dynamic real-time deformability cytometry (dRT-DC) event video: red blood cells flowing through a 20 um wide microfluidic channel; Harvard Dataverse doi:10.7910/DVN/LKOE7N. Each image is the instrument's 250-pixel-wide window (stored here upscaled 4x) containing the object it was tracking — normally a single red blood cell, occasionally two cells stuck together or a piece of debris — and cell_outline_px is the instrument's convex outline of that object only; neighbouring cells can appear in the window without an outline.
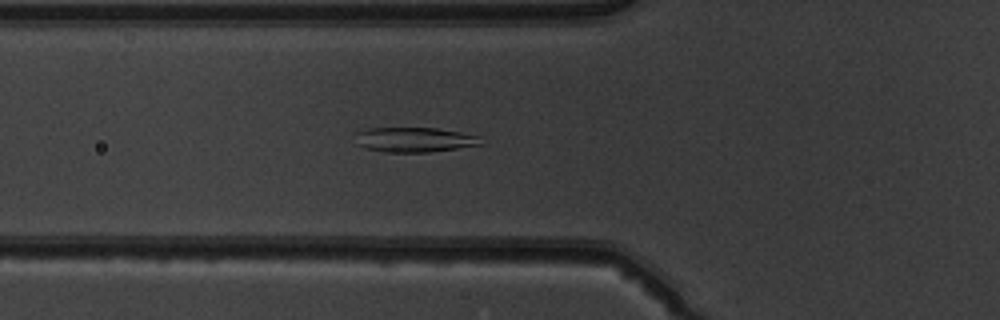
{"species": "common noctule bat (a hibernating species)", "species_latin": "Nyctalus noctula", "temperature_condition": "warm", "stored_images_in_passage": 50, "camera_frame_rate_fps": 3000, "um_per_image_px": 0.085, "animal": {"sex": "male", "body_mass_g": 19.5, "forearm_length_mm": 54.6}, "frame": {"image": 1, "passage_image": 18, "time_ms": 5.667, "image_size_px": [1000, 320], "cell_outline_px": [[484, 144], [428, 152], [384, 152], [364, 148], [356, 144], [356, 132], [368, 128], [436, 128], [460, 132], [480, 136]], "centroid_in_image_um": [35.21, 11.87], "position_along_channel_um": 90.6, "area_um2": 18.21}}
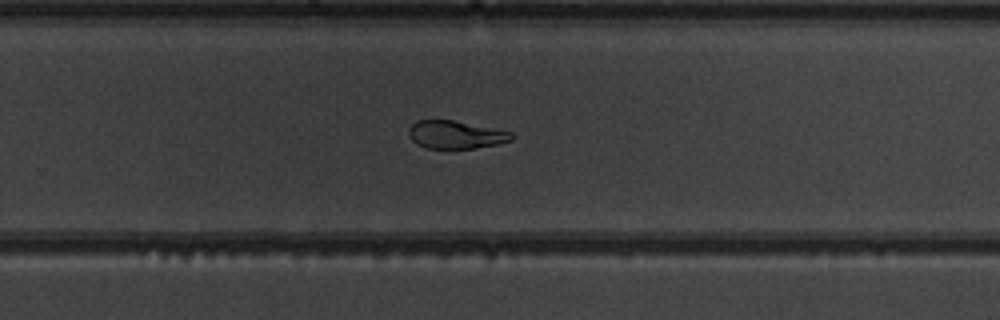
{"frame": {"image": 2, "passage_image": 33, "time_ms": 10.667, "image_size_px": [1000, 320], "cell_outline_px": [[512, 140], [500, 144], [476, 148], [428, 148], [416, 144], [412, 140], [408, 132], [408, 128], [416, 120], [452, 120], [512, 132]], "centroid_in_image_um": [38.72, 11.45], "position_along_channel_um": 291.1, "area_um2": 16.65}}
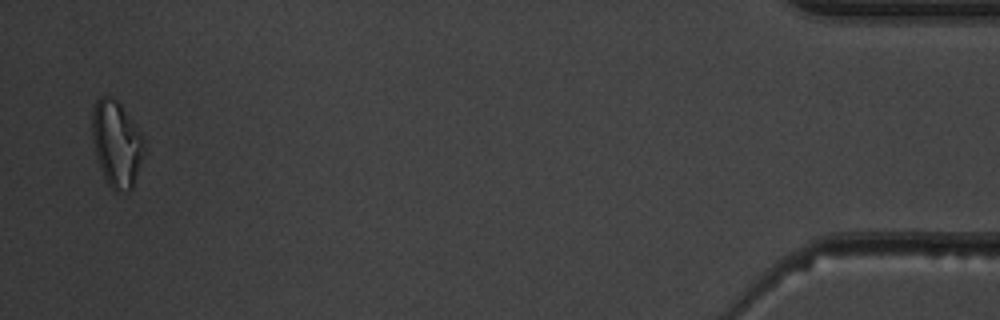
{"frame": {"image": 3, "passage_image": 49, "time_ms": 16.0, "image_size_px": [1000, 320], "cell_outline_px": [[148, 144], [132, 188], [128, 192], [120, 196], [108, 184], [100, 168], [96, 156], [92, 136], [92, 108], [96, 100], [100, 96], [112, 96], [120, 104], [148, 140]], "centroid_in_image_um": [9.95, 12.23], "position_along_channel_um": 425.2, "area_um2": 26.82}, "authors_computed_cell_mechanics": {"area_um2": 20.2011, "velocity_mm_per_s": 4.0089, "shape_relaxation_time_tau1_ms": 6.613, "shape_relaxation_time_tau2_ms": 3.3724, "deformation_change_tau1": 0.2065, "deformation_change_tau2": 0.1079}}